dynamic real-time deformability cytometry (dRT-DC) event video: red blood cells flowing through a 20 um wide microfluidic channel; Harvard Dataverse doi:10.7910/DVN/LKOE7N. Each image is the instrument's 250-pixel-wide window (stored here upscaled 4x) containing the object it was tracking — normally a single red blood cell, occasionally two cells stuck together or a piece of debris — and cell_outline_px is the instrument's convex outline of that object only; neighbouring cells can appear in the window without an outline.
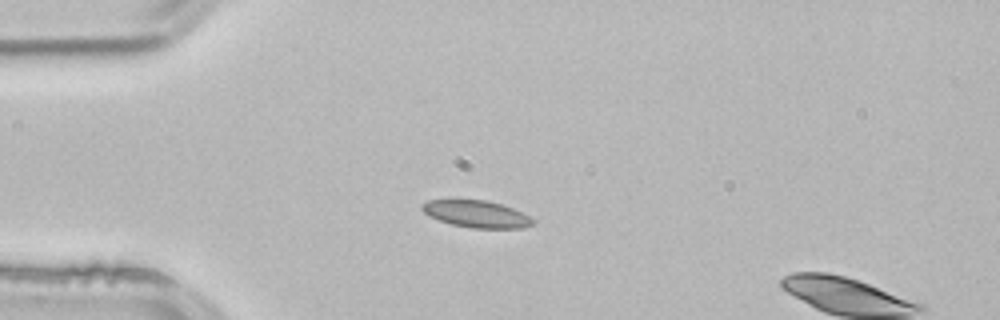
{"species": "common noctule bat (a hibernating species)", "species_latin": "Nyctalus noctula", "temperature_condition": "room temperature", "stored_images_in_passage": 4, "camera_frame_rate_fps": 3000, "um_per_image_px": 0.085, "animal": {"sex": "male", "body_mass_g": 21.5, "forearm_length_mm": 52.0}, "frame": {"image": 1, "passage_image": 3, "time_ms": 0.667, "image_size_px": [1000, 320], "cell_outline_px": [[536, 224], [524, 228], [472, 228], [452, 224], [428, 216], [420, 208], [420, 204], [428, 200], [448, 196], [452, 196], [488, 200], [512, 208], [536, 220]], "centroid_in_image_um": [40.41, 18.13], "position_along_channel_um": 44.6, "area_um2": 18.38}}